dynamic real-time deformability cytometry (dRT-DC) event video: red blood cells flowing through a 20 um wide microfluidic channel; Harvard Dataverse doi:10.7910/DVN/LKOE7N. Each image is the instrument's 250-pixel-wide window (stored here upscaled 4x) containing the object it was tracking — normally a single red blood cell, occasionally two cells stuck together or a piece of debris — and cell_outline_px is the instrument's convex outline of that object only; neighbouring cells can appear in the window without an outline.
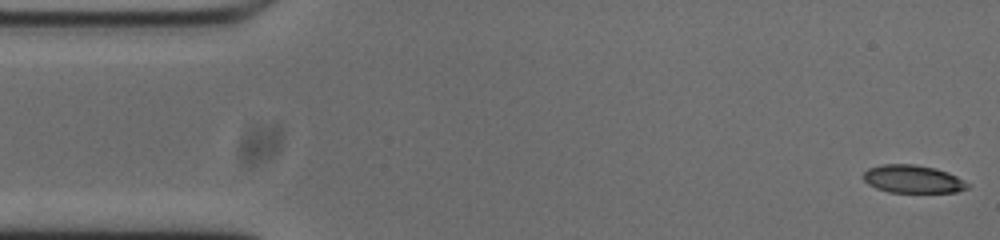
{"species": "common noctule bat (a hibernating species)", "species_latin": "Nyctalus noctula", "temperature_condition": "cold", "stored_images_in_passage": 53, "camera_frame_rate_fps": 3000, "um_per_image_px": 0.085, "animal": {"sex": "male", "body_mass_g": 20.0, "forearm_length_mm": 53.3}, "frame": {"image": 1, "passage_image": 1, "time_ms": 0.0, "image_size_px": [1000, 240], "cell_outline_px": [[972, 184], [968, 188], [956, 192], [888, 192], [876, 188], [868, 184], [864, 180], [864, 172], [868, 168], [880, 164], [916, 164], [936, 168], [948, 172]], "centroid_in_image_um": [77.61, 15.21], "position_along_channel_um": 7.4, "area_um2": 17.11}}
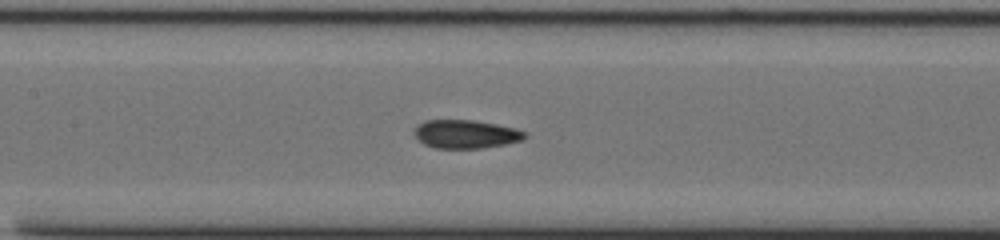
{"frame": {"image": 2, "passage_image": 23, "time_ms": 7.333, "image_size_px": [1000, 240], "cell_outline_px": [[528, 136], [524, 140], [484, 148], [436, 148], [424, 144], [412, 132], [416, 124], [424, 120], [472, 120], [496, 124], [516, 128], [528, 132]], "centroid_in_image_um": [39.61, 11.39], "position_along_channel_um": 167.8, "area_um2": 18.55}}
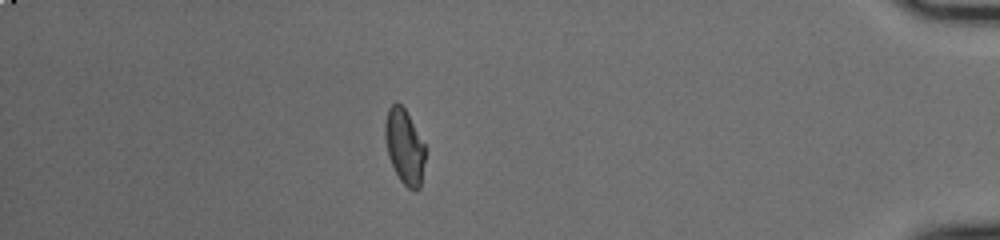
{"frame": {"image": 3, "passage_image": 46, "time_ms": 15.0, "image_size_px": [1000, 240], "cell_outline_px": [[424, 160], [420, 188], [416, 192], [408, 188], [400, 180], [388, 156], [384, 136], [384, 124], [388, 108], [396, 100], [404, 108], [424, 144]], "centroid_in_image_um": [34.35, 12.46], "position_along_channel_um": 400.9, "area_um2": 17.34}, "authors_computed_cell_mechanics": {"area_um2": 18.2648, "velocity_mm_per_s": 3.748, "shape_relaxation_time_tau1_ms": 10.5514, "shape_relaxation_time_tau2_ms": 1.2485, "deformation_change_tau1": 0.2635, "deformation_change_tau2": 0.0715}}